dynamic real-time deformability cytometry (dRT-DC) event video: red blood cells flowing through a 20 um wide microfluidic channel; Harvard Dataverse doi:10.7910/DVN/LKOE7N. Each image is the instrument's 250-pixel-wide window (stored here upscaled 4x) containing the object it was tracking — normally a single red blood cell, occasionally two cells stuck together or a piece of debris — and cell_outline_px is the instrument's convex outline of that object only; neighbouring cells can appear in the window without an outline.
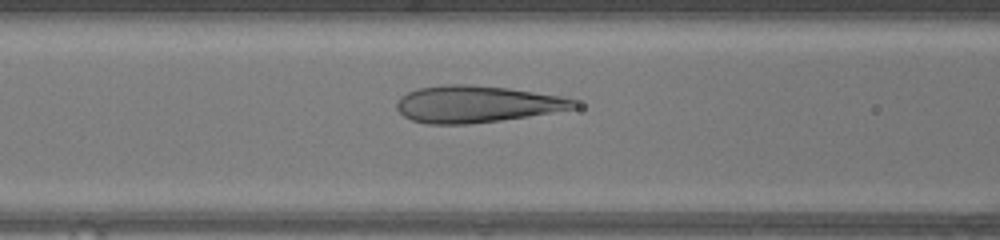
{"species": "human", "species_latin": "Homo sapiens", "temperature_condition": "warm", "stored_images_in_passage": 46, "camera_frame_rate_fps": 3000, "um_per_image_px": 0.085, "donor": {"sex": "female"}, "frame": {"image": 1, "passage_image": 18, "time_ms": 5.667, "image_size_px": [1000, 240], "cell_outline_px": [[576, 108], [528, 116], [500, 120], [468, 124], [428, 124], [412, 120], [404, 116], [396, 108], [396, 104], [400, 96], [416, 88], [440, 84], [468, 84], [508, 88], [564, 96], [576, 100]], "centroid_in_image_um": [40.49, 8.83], "position_along_channel_um": 126.1, "area_um2": 38.15}}
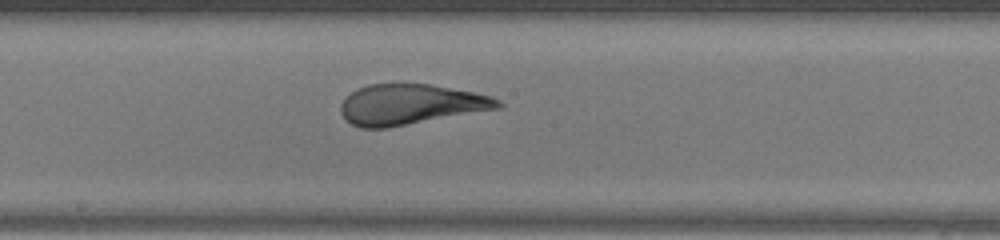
{"frame": {"image": 2, "passage_image": 24, "time_ms": 7.667, "image_size_px": [1000, 240], "cell_outline_px": [[504, 108], [388, 128], [360, 128], [344, 120], [340, 112], [340, 104], [356, 88], [368, 84], [432, 84], [492, 96], [500, 100], [504, 104]], "centroid_in_image_um": [34.92, 8.89], "position_along_channel_um": 213.3, "area_um2": 37.45}}
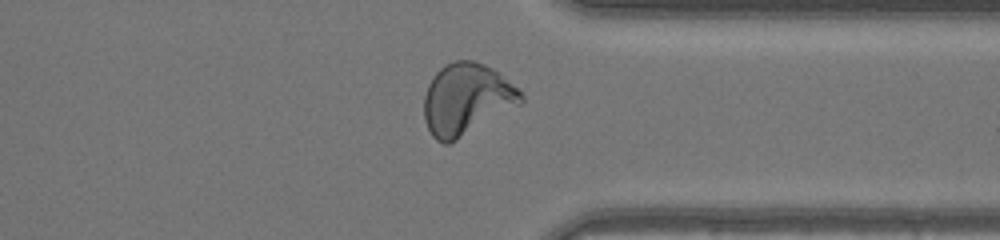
{"frame": {"image": 3, "passage_image": 35, "time_ms": 11.333, "image_size_px": [1000, 240], "cell_outline_px": [[524, 100], [520, 104], [456, 140], [448, 144], [444, 144], [436, 140], [432, 136], [424, 120], [424, 96], [428, 84], [436, 72], [444, 64], [456, 60], [472, 60], [484, 64], [500, 72], [524, 96]], "centroid_in_image_um": [39.63, 8.42], "position_along_channel_um": 371.8, "area_um2": 40.17}, "authors_computed_cell_mechanics": {"area_um2": 38.6104, "velocity_mm_per_s": 4.3876, "shape_relaxation_time_tau1_ms": 9.3047, "shape_relaxation_time_tau2_ms": null, "deformation_change_tau1": 0.3567, "deformation_change_tau2": null}}